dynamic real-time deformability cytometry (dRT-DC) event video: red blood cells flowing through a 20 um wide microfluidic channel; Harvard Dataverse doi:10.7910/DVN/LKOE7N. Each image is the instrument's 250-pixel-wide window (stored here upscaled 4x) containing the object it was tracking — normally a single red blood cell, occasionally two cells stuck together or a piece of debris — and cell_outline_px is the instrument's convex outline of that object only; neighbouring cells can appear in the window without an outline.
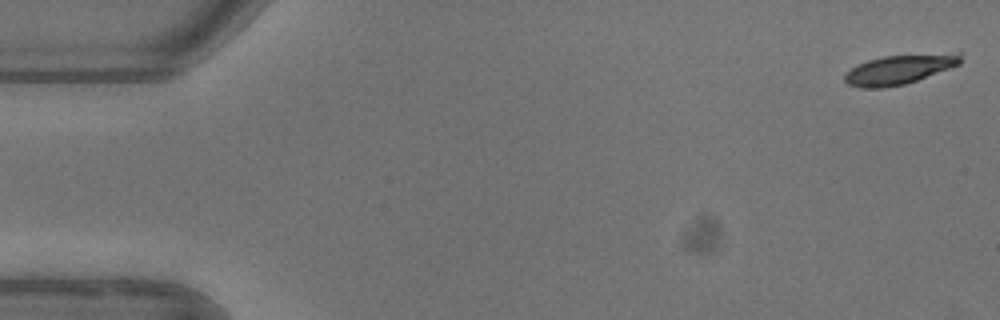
{"species": "common noctule bat (a hibernating species)", "species_latin": "Nyctalus noctula", "temperature_condition": "warm", "stored_images_in_passage": 5, "camera_frame_rate_fps": 3000, "um_per_image_px": 0.085, "animal": {"sex": "female"}, "frame": {"image": 1, "passage_image": 1, "time_ms": 0.0, "image_size_px": [1000, 320], "cell_outline_px": [[960, 64], [916, 80], [904, 84], [884, 88], [860, 88], [848, 84], [844, 80], [844, 76], [856, 64], [868, 60], [884, 56], [960, 52]], "centroid_in_image_um": [76.42, 5.9], "position_along_channel_um": 8.6, "area_um2": 19.71}}
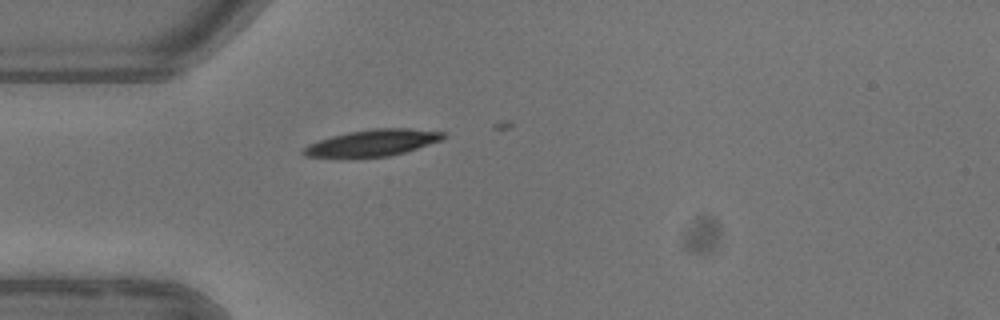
{"frame": {"image": 2, "passage_image": 4, "time_ms": 4.667, "image_size_px": [1000, 320], "cell_outline_px": [[448, 136], [440, 140], [404, 152], [388, 156], [340, 160], [304, 156], [300, 152], [308, 144], [332, 136], [348, 132], [372, 128], [408, 128], [444, 132]], "centroid_in_image_um": [31.56, 12.18], "position_along_channel_um": 53.4, "area_um2": 22.25}}